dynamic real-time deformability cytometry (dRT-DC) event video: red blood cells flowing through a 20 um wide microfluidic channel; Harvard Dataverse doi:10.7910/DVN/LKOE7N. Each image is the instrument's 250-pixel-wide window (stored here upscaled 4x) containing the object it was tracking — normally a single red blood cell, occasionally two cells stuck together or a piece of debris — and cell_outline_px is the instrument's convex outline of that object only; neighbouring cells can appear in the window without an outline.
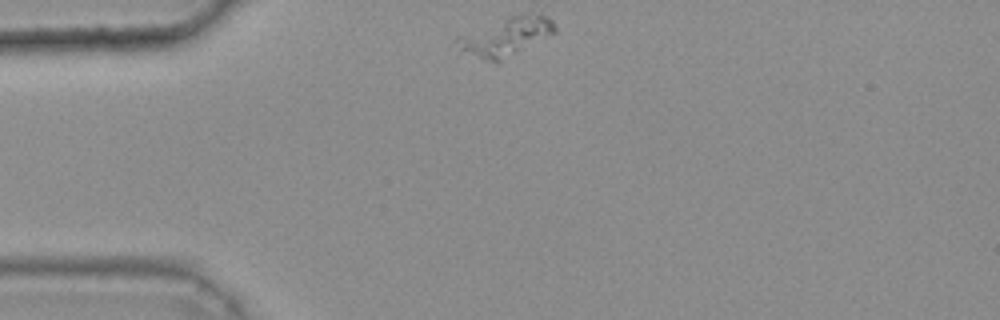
{"species": "common noctule bat (a hibernating species)", "species_latin": "Nyctalus noctula", "temperature_condition": "warm", "stored_images_in_passage": 40, "camera_frame_rate_fps": 3000, "um_per_image_px": 0.085, "animal": {"sex": "female", "body_mass_g": 25.1}, "frame": {"image": 1, "passage_image": 1, "time_ms": 0.0, "image_size_px": [1000, 320], "cell_outline_px": [[556, 32], [496, 64], [484, 60], [460, 48], [456, 40], [460, 36], [508, 16], [524, 12], [540, 12], [548, 16], [552, 20], [556, 28]], "centroid_in_image_um": [43.11, 3.07], "position_along_channel_um": 41.9, "area_um2": 21.68}}
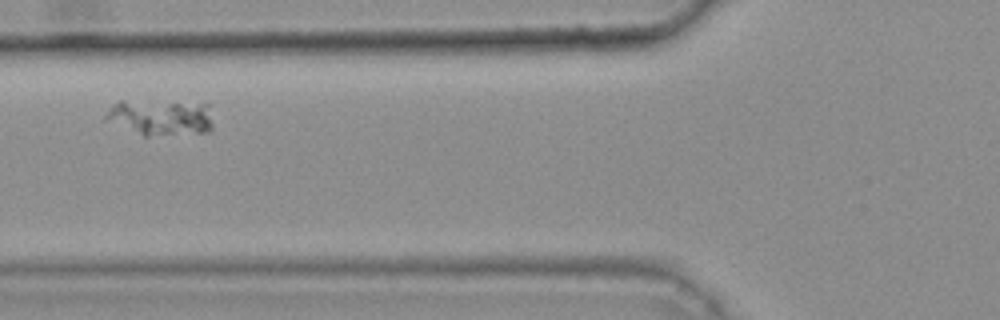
{"frame": {"image": 2, "passage_image": 9, "time_ms": 2.667, "image_size_px": [1000, 320], "cell_outline_px": [[212, 128], [208, 132], [148, 136], [144, 136], [104, 116], [108, 108], [120, 100], [124, 100], [208, 104], [212, 124]], "centroid_in_image_um": [13.7, 9.97], "position_along_channel_um": 112.1, "area_um2": 21.85}}
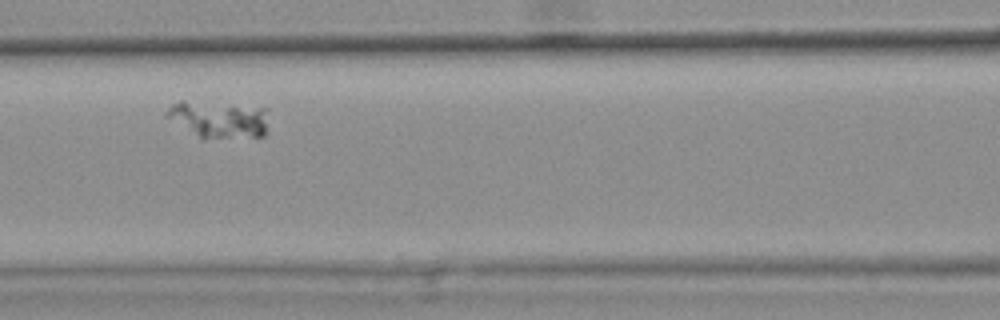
{"frame": {"image": 3, "passage_image": 12, "time_ms": 3.667, "image_size_px": [1000, 320], "cell_outline_px": [[268, 108], [264, 136], [200, 136], [164, 116], [164, 112], [172, 104], [180, 100], [184, 100]], "centroid_in_image_um": [18.57, 10.08], "position_along_channel_um": 148.0, "area_um2": 21.04}}